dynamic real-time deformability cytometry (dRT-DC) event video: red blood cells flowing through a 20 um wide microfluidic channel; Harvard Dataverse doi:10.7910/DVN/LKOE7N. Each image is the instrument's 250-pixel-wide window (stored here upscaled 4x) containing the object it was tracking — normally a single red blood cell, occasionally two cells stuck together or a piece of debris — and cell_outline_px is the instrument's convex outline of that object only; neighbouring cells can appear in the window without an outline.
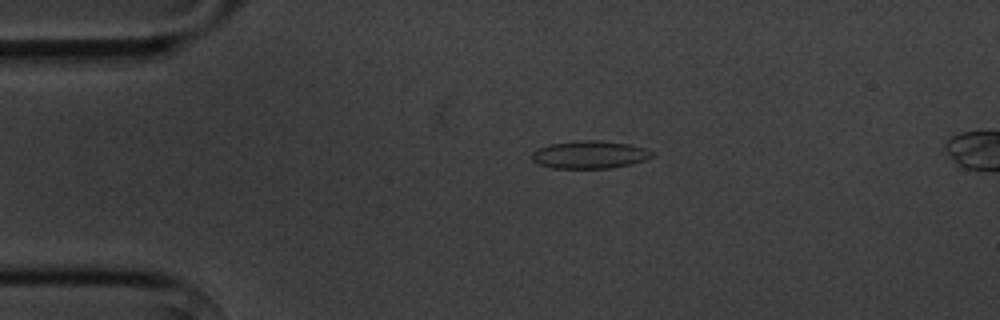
{"species": "common noctule bat (a hibernating species)", "species_latin": "Nyctalus noctula", "temperature_condition": "cold", "stored_images_in_passage": 5, "camera_frame_rate_fps": 3000, "um_per_image_px": 0.085, "animal": {"sex": "male", "body_mass_g": 20.1, "forearm_length_mm": 53.5}, "frame": {"image": 1, "passage_image": 3, "time_ms": 2.333, "image_size_px": [1000, 320], "cell_outline_px": [[652, 156], [644, 160], [632, 164], [612, 168], [552, 168], [540, 164], [532, 160], [532, 152], [540, 148], [552, 144], [576, 140], [600, 140], [628, 144], [644, 148], [652, 152]], "centroid_in_image_um": [50.12, 13.15], "position_along_channel_um": 34.9, "area_um2": 19.25}}